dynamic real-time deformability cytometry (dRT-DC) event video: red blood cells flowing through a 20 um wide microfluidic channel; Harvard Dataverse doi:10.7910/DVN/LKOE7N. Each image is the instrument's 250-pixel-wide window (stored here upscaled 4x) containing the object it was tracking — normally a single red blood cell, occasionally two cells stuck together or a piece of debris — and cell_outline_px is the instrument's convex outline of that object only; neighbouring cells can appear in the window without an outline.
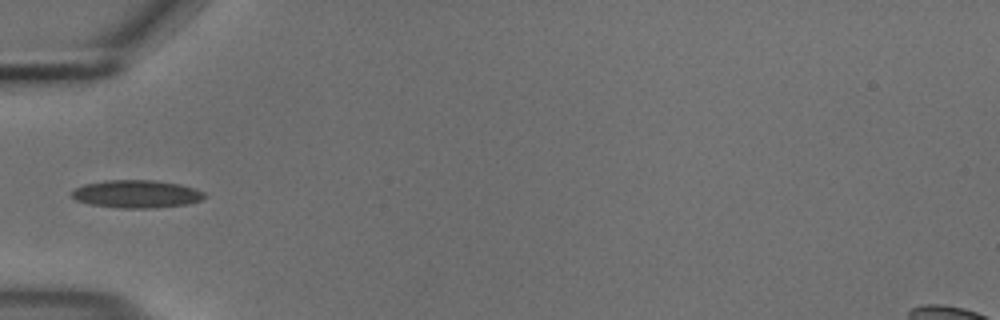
{"species": "common noctule bat (a hibernating species)", "species_latin": "Nyctalus noctula", "temperature_condition": "cold", "stored_images_in_passage": 19, "camera_frame_rate_fps": 3000, "um_per_image_px": 0.085, "animal": {"sex": "male", "body_mass_g": 18.8}, "frame": {"image": 1, "passage_image": 1, "time_ms": 0.0, "image_size_px": [1000, 320], "cell_outline_px": [[208, 196], [200, 200], [188, 204], [156, 208], [120, 208], [92, 204], [76, 200], [72, 196], [72, 192], [76, 188], [84, 184], [104, 180], [156, 180], [180, 184], [196, 188], [204, 192]], "centroid_in_image_um": [11.66, 16.48], "position_along_channel_um": 73.3, "area_um2": 21.62}}
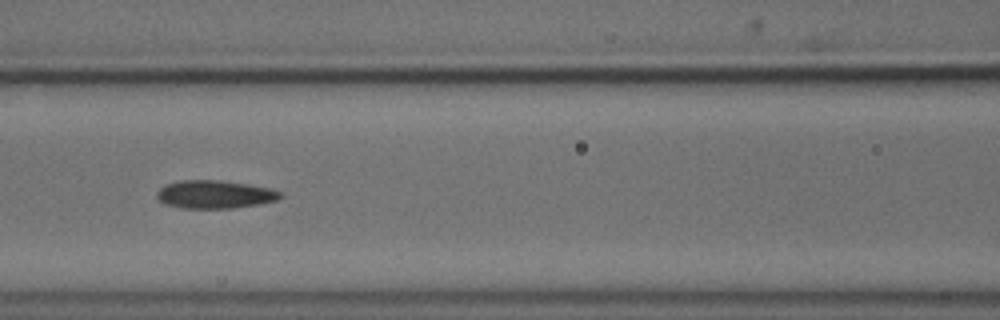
{"frame": {"image": 2, "passage_image": 7, "time_ms": 2.0, "image_size_px": [1000, 320], "cell_outline_px": [[284, 196], [280, 200], [260, 204], [232, 208], [180, 208], [164, 204], [156, 196], [156, 192], [164, 184], [180, 180], [220, 180], [248, 184], [272, 188], [284, 192]], "centroid_in_image_um": [18.3, 16.52], "position_along_channel_um": 148.3, "area_um2": 20.63}}
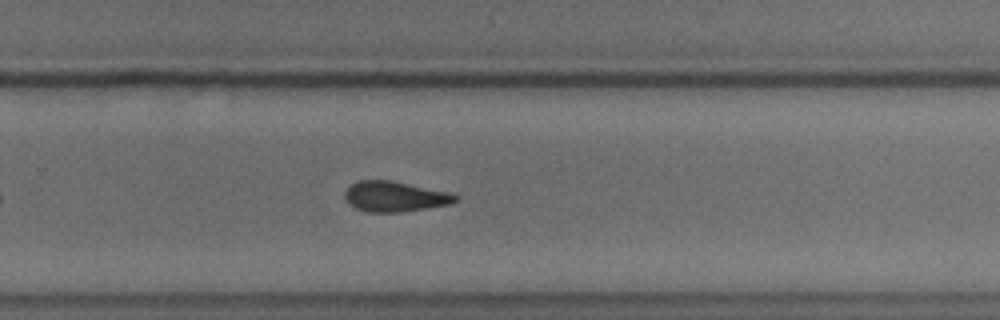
{"frame": {"image": 3, "passage_image": 19, "time_ms": 6.0, "image_size_px": [1000, 320], "cell_outline_px": [[460, 196], [452, 204], [428, 208], [400, 212], [368, 212], [356, 208], [348, 204], [344, 200], [344, 192], [352, 184], [360, 180], [388, 180], [452, 192]], "centroid_in_image_um": [33.58, 16.71], "position_along_channel_um": 296.2, "area_um2": 19.71}}